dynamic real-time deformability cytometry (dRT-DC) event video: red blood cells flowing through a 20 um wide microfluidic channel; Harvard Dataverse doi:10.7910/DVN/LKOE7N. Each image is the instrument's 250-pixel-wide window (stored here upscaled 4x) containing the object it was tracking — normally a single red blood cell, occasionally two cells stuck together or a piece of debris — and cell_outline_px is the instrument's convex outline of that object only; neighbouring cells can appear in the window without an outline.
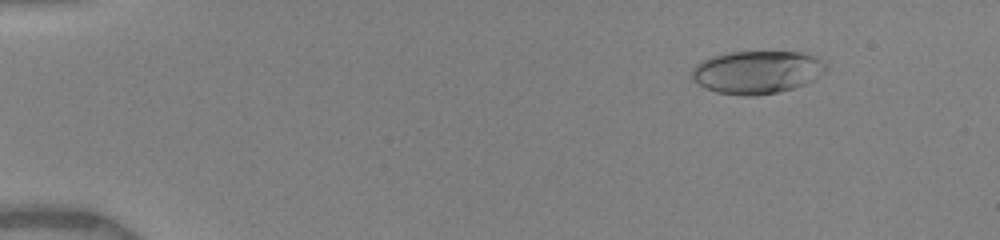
{"species": "human", "species_latin": "Homo sapiens", "temperature_condition": "warm", "stored_images_in_passage": 26, "camera_frame_rate_fps": 3000, "um_per_image_px": 0.085, "donor": {"sex": "female"}, "frame": {"image": 1, "passage_image": 6, "time_ms": 2.0, "image_size_px": [1000, 240], "cell_outline_px": [[828, 72], [804, 84], [792, 88], [776, 92], [756, 96], [744, 96], [716, 92], [704, 88], [692, 80], [692, 68], [696, 64], [712, 56], [732, 52], [800, 52], [816, 56], [828, 68]], "centroid_in_image_um": [64.34, 6.14], "position_along_channel_um": 20.7, "area_um2": 33.58}}
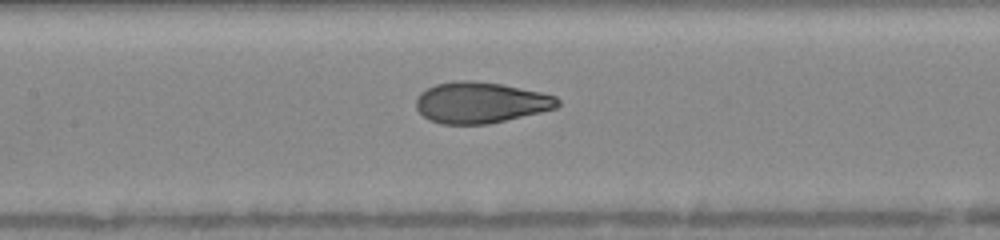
{"frame": {"image": 2, "passage_image": 20, "time_ms": 8.333, "image_size_px": [1000, 240], "cell_outline_px": [[560, 104], [556, 108], [540, 112], [488, 124], [440, 124], [428, 120], [416, 108], [416, 96], [420, 92], [436, 84], [456, 80], [472, 80], [500, 84], [544, 92], [556, 96], [560, 100]], "centroid_in_image_um": [40.84, 8.71], "position_along_channel_um": 166.6, "area_um2": 34.04}}
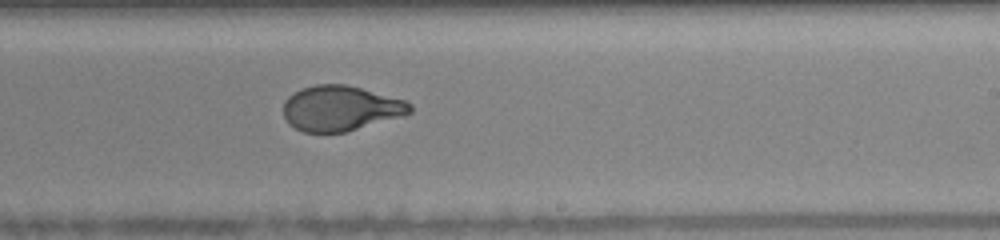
{"frame": {"image": 3, "passage_image": 26, "time_ms": 10.667, "image_size_px": [1000, 240], "cell_outline_px": [[412, 112], [400, 116], [344, 132], [304, 132], [288, 124], [284, 116], [284, 100], [288, 96], [300, 88], [316, 84], [344, 84], [360, 88], [404, 100], [412, 104]], "centroid_in_image_um": [28.9, 9.19], "position_along_channel_um": 260.1, "area_um2": 33.0}}